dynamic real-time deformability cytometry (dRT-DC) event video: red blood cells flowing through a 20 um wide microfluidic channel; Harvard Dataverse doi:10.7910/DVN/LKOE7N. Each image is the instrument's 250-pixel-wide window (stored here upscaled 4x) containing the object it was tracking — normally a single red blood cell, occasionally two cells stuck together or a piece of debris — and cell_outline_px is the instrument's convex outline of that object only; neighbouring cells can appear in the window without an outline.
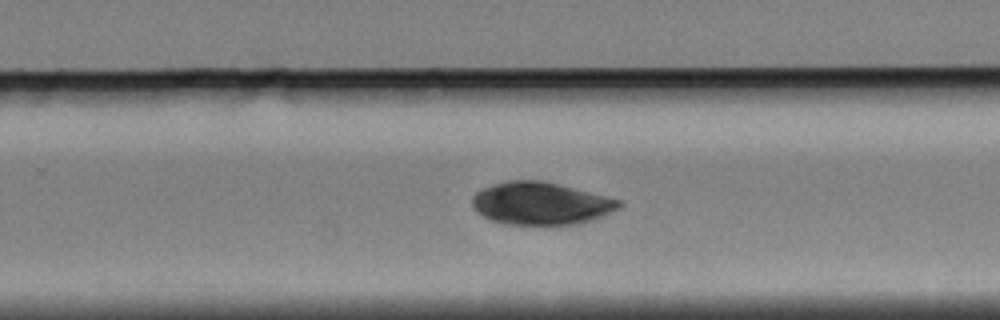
{"species": "Egyptian fruit bat (a non-hibernating species)", "species_latin": "Rousettus aegyptiacus", "temperature_condition": "cold", "stored_images_in_passage": 38, "camera_frame_rate_fps": 3000, "um_per_image_px": 0.085, "animal": {"sex": "female"}, "frame": {"image": 1, "passage_image": 20, "time_ms": 6.333, "image_size_px": [1000, 320], "cell_outline_px": [[624, 204], [620, 208], [596, 220], [580, 224], [544, 228], [504, 224], [488, 220], [476, 212], [472, 208], [472, 196], [476, 192], [484, 188], [508, 180], [540, 180], [620, 200]], "centroid_in_image_um": [45.96, 17.37], "position_along_channel_um": 283.8, "area_um2": 37.51}}
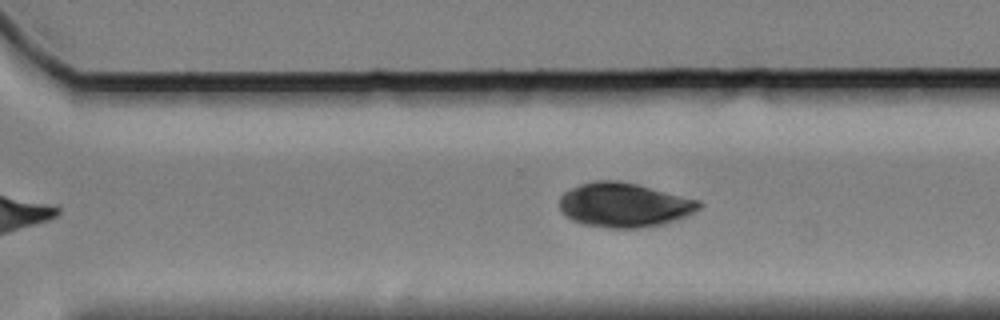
{"frame": {"image": 2, "passage_image": 23, "time_ms": 7.333, "image_size_px": [1000, 320], "cell_outline_px": [[704, 204], [700, 208], [676, 220], [664, 224], [644, 228], [608, 228], [584, 224], [572, 220], [564, 216], [560, 208], [560, 196], [564, 192], [580, 184], [596, 180], [620, 180], [700, 200]], "centroid_in_image_um": [53.04, 17.42], "position_along_channel_um": 317.6, "area_um2": 36.18}}
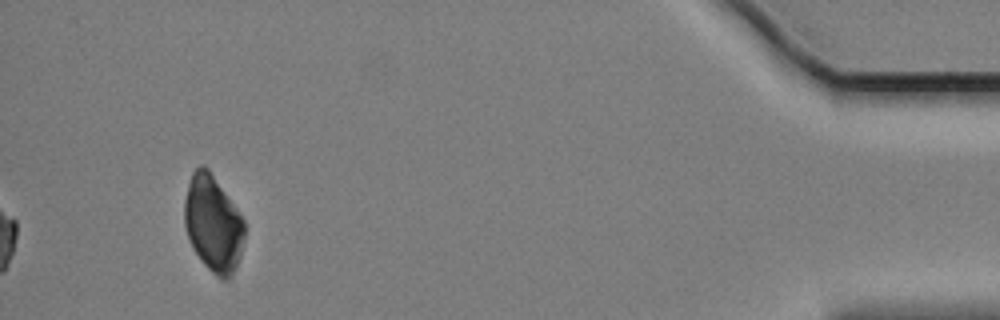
{"frame": {"image": 3, "passage_image": 38, "time_ms": 12.333, "image_size_px": [1000, 320], "cell_outline_px": [[244, 240], [240, 256], [232, 276], [228, 280], [220, 280], [200, 260], [192, 248], [184, 224], [184, 200], [188, 184], [192, 172], [200, 164], [204, 164], [208, 168], [244, 220]], "centroid_in_image_um": [18.1, 19.03], "position_along_channel_um": 417.1, "area_um2": 33.7}}